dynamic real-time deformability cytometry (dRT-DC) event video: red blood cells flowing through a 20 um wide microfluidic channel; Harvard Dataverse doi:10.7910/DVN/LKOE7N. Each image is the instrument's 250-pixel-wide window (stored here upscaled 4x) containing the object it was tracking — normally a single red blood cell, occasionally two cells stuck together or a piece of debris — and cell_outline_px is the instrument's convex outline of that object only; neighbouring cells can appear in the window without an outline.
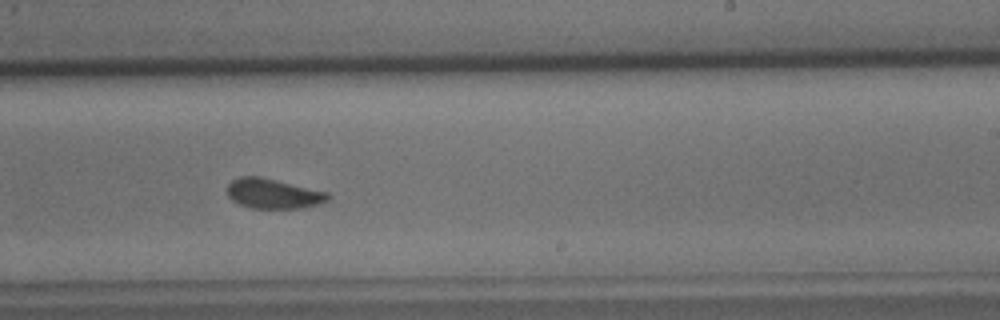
{"species": "common noctule bat (a hibernating species)", "species_latin": "Nyctalus noctula", "temperature_condition": "cold", "stored_images_in_passage": 45, "camera_frame_rate_fps": 3000, "um_per_image_px": 0.085, "animal": {"sex": "male", "body_mass_g": 15.6}, "frame": {"image": 1, "passage_image": 26, "time_ms": 8.333, "image_size_px": [1000, 320], "cell_outline_px": [[332, 196], [328, 200], [320, 204], [304, 208], [252, 208], [240, 204], [232, 200], [228, 196], [228, 184], [232, 180], [240, 176], [260, 176], [328, 192]], "centroid_in_image_um": [23.25, 16.46], "position_along_channel_um": 265.7, "area_um2": 17.63}, "authors_computed_cell_mechanics": {"area_um2": 17.9758, "velocity_mm_per_s": 3.9067, "shape_relaxation_time_tau1_ms": 2.7118, "shape_relaxation_time_tau2_ms": 0.7591, "deformation_change_tau1": 0.0975, "deformation_change_tau2": 0.0535}}